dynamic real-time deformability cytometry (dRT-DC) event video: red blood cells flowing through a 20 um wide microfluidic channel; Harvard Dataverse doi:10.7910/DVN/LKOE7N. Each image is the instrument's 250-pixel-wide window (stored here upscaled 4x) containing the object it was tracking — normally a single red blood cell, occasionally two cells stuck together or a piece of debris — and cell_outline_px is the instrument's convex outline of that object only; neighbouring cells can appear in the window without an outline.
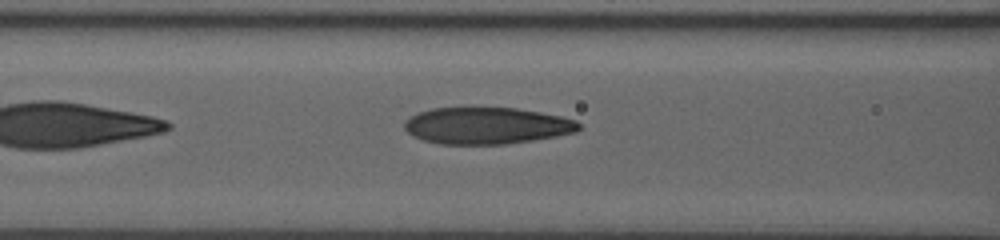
{"species": "human", "species_latin": "Homo sapiens", "temperature_condition": "room temperature", "stored_images_in_passage": 37, "camera_frame_rate_fps": 3000, "um_per_image_px": 0.085, "donor": {"sex": "male"}, "frame": {"image": 1, "passage_image": 15, "time_ms": 6.0, "image_size_px": [1000, 240], "cell_outline_px": [[580, 128], [576, 132], [556, 136], [532, 140], [504, 144], [440, 144], [424, 140], [412, 136], [404, 128], [404, 120], [420, 112], [432, 108], [516, 108], [540, 112], [560, 116], [576, 120], [580, 124]], "centroid_in_image_um": [41.36, 10.68], "position_along_channel_um": 125.2, "area_um2": 37.17}}
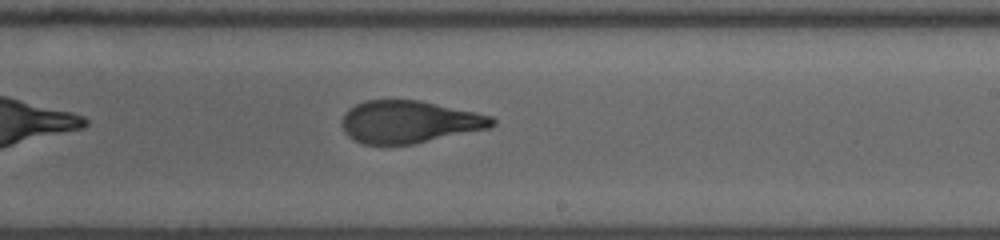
{"frame": {"image": 2, "passage_image": 23, "time_ms": 9.333, "image_size_px": [1000, 240], "cell_outline_px": [[496, 124], [492, 128], [412, 144], [364, 144], [348, 136], [344, 132], [340, 124], [344, 112], [348, 108], [364, 100], [420, 100], [492, 116], [496, 120]], "centroid_in_image_um": [34.78, 10.35], "position_along_channel_um": 254.2, "area_um2": 37.28}}
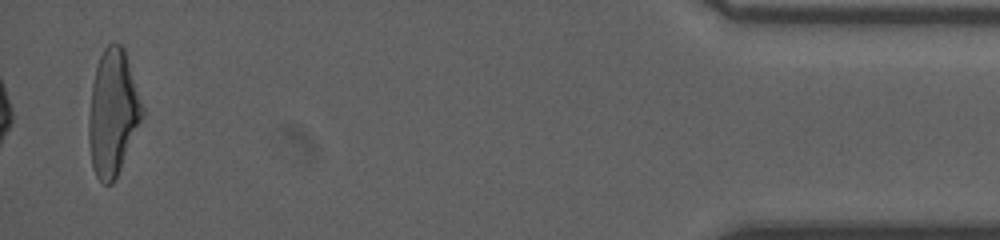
{"frame": {"image": 3, "passage_image": 37, "time_ms": 15.667, "image_size_px": [1000, 240], "cell_outline_px": [[144, 116], [120, 168], [112, 184], [104, 184], [96, 176], [92, 164], [88, 140], [88, 116], [92, 84], [96, 68], [100, 56], [104, 48], [108, 44], [120, 44], [124, 48], [144, 108]], "centroid_in_image_um": [9.59, 9.59], "position_along_channel_um": 425.6, "area_um2": 39.02}, "authors_computed_cell_mechanics": {"area_um2": 38.2636, "velocity_mm_per_s": 3.8715, "shape_relaxation_time_tau1_ms": null, "shape_relaxation_time_tau2_ms": 1.3555, "deformation_change_tau1": null, "deformation_change_tau2": 0.0844}}